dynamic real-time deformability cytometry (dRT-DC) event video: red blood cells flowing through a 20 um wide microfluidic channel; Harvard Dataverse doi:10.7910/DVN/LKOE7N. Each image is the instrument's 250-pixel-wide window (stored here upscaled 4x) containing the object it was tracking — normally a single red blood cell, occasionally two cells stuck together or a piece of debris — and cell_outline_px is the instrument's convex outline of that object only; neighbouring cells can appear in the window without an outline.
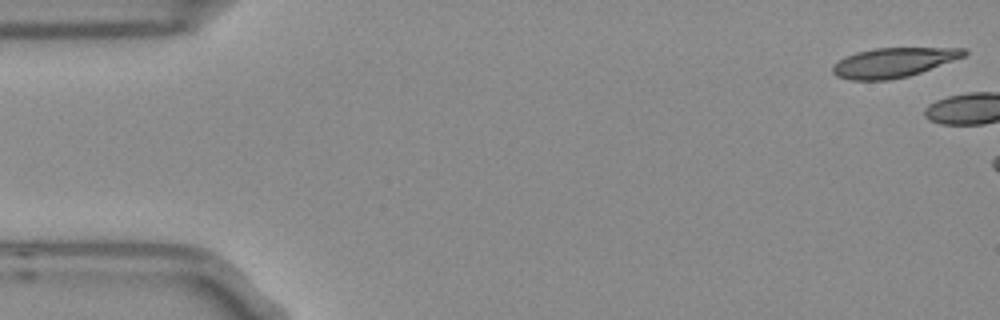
{"species": "Egyptian fruit bat (a non-hibernating species)", "species_latin": "Rousettus aegyptiacus", "temperature_condition": "room temperature", "stored_images_in_passage": 2, "camera_frame_rate_fps": 3000, "um_per_image_px": 0.085, "frame": {"image": 1, "passage_image": 1, "time_ms": 0.0, "image_size_px": [1000, 320], "cell_outline_px": [[968, 52], [964, 56], [920, 72], [908, 76], [888, 80], [852, 80], [836, 76], [832, 72], [832, 68], [844, 56], [856, 52], [876, 48], [964, 48]], "centroid_in_image_um": [75.91, 5.31], "position_along_channel_um": 9.1, "area_um2": 22.31}}